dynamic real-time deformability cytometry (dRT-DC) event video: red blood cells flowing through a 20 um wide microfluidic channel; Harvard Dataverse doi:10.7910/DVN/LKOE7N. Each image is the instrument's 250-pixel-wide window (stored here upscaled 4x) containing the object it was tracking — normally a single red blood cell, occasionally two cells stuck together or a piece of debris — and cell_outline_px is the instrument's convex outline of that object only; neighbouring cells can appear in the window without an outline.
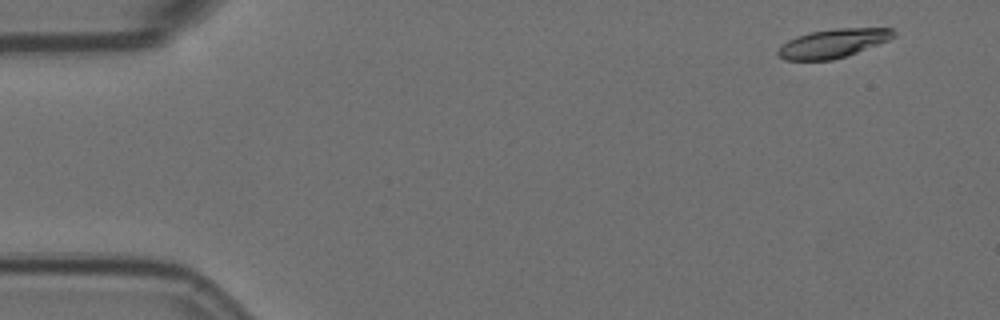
{"species": "Egyptian fruit bat (a non-hibernating species)", "species_latin": "Rousettus aegyptiacus", "temperature_condition": "room temperature", "stored_images_in_passage": 6, "camera_frame_rate_fps": 3000, "um_per_image_px": 0.085, "animal": {"sex": "female"}, "frame": {"image": 1, "passage_image": 1, "time_ms": 0.0, "image_size_px": [1000, 320], "cell_outline_px": [[896, 36], [888, 40], [856, 52], [832, 60], [784, 60], [776, 52], [788, 40], [796, 36], [812, 32], [832, 28], [892, 28], [896, 32]], "centroid_in_image_um": [70.82, 3.67], "position_along_channel_um": 14.2, "area_um2": 19.13}}